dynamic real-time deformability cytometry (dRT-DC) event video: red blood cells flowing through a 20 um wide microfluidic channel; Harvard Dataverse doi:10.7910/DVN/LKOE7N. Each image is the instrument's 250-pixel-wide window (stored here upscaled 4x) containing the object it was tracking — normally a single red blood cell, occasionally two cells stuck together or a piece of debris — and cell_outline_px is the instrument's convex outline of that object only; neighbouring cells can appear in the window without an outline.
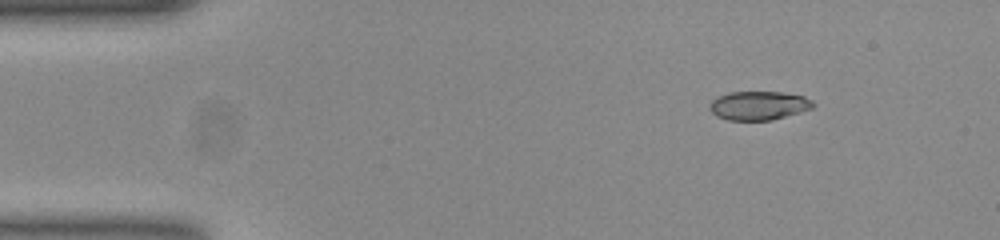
{"species": "common noctule bat (a hibernating species)", "species_latin": "Nyctalus noctula", "temperature_condition": "room temperature", "stored_images_in_passage": 47, "camera_frame_rate_fps": 3000, "um_per_image_px": 0.085, "animal": {"sex": "female", "body_mass_g": 23.0, "forearm_length_mm": 53.4}, "frame": {"image": 1, "passage_image": 1, "time_ms": 0.0, "image_size_px": [1000, 240], "cell_outline_px": [[816, 104], [812, 108], [800, 112], [772, 120], [728, 120], [716, 116], [708, 108], [708, 104], [712, 100], [728, 92], [780, 92], [804, 96], [812, 100]], "centroid_in_image_um": [64.48, 8.97], "position_along_channel_um": 20.5, "area_um2": 17.4}}
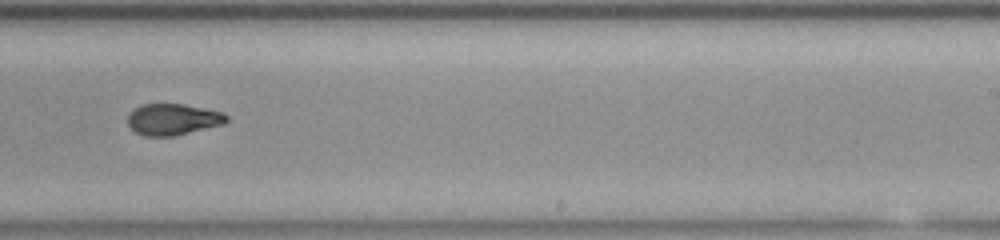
{"frame": {"image": 2, "passage_image": 27, "time_ms": 8.667, "image_size_px": [1000, 240], "cell_outline_px": [[228, 120], [224, 124], [172, 136], [144, 136], [136, 132], [128, 124], [128, 112], [132, 108], [140, 104], [184, 104], [224, 112], [228, 116]], "centroid_in_image_um": [14.68, 10.13], "position_along_channel_um": 274.3, "area_um2": 18.15}}
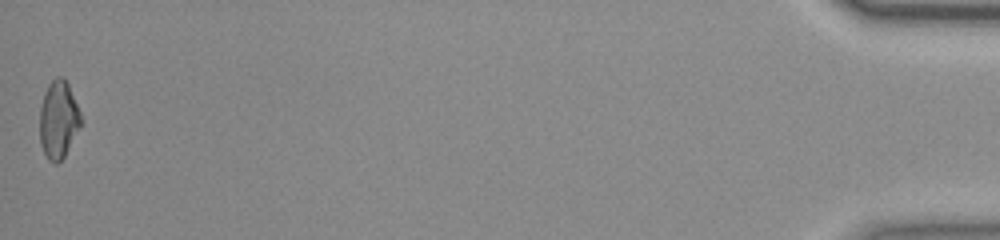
{"frame": {"image": 3, "passage_image": 47, "time_ms": 15.333, "image_size_px": [1000, 240], "cell_outline_px": [[84, 120], [80, 128], [64, 156], [56, 164], [48, 160], [40, 144], [40, 108], [44, 92], [48, 84], [56, 76], [60, 76], [68, 84]], "centroid_in_image_um": [4.98, 10.17], "position_along_channel_um": 430.2, "area_um2": 18.73}, "authors_computed_cell_mechanics": {"area_um2": 18.496, "velocity_mm_per_s": 3.8634, "shape_relaxation_time_tau1_ms": null, "shape_relaxation_time_tau2_ms": 2.1554, "deformation_change_tau1": null, "deformation_change_tau2": 0.0759}}